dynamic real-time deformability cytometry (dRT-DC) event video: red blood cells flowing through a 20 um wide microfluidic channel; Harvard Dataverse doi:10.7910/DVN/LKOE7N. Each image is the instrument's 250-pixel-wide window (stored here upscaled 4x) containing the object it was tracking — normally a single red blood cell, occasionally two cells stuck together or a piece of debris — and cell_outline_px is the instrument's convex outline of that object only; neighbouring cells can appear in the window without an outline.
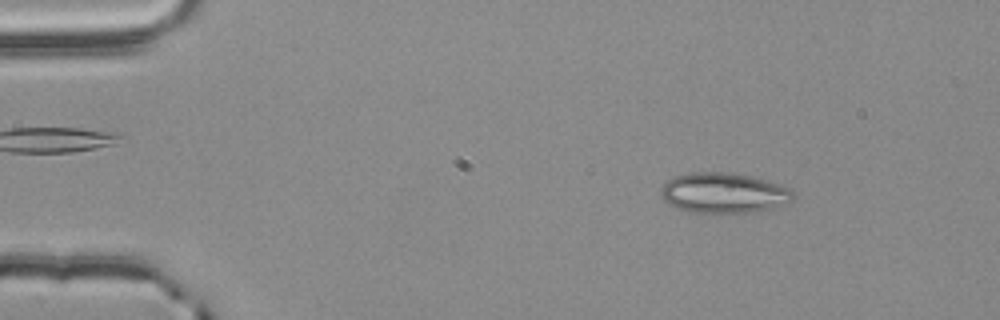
{"species": "common noctule bat (a hibernating species)", "species_latin": "Nyctalus noctula", "temperature_condition": "room temperature", "stored_images_in_passage": 3, "camera_frame_rate_fps": 3000, "um_per_image_px": 0.085, "animal": {"sex": "male", "body_mass_g": 20.4}, "frame": {"image": 1, "passage_image": 1, "time_ms": 0.0, "image_size_px": [1000, 320], "cell_outline_px": [[796, 196], [788, 204], [760, 212], [716, 216], [684, 212], [668, 204], [664, 200], [660, 192], [660, 188], [672, 176], [688, 172], [728, 172], [752, 176], [768, 180], [780, 184], [788, 188]], "centroid_in_image_um": [61.51, 16.45], "position_along_channel_um": 23.5, "area_um2": 32.71}}
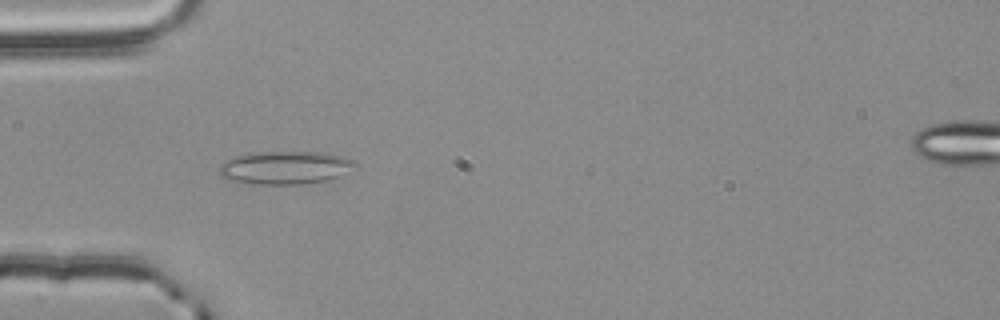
{"frame": {"image": 2, "passage_image": 3, "time_ms": 0.667, "image_size_px": [1000, 320], "cell_outline_px": [[360, 164], [340, 176], [328, 180], [300, 184], [256, 184], [228, 180], [220, 176], [220, 164], [224, 160], [236, 156], [256, 152], [324, 152], [340, 156], [352, 160]], "centroid_in_image_um": [24.24, 14.25], "position_along_channel_um": 60.8, "area_um2": 26.24}}